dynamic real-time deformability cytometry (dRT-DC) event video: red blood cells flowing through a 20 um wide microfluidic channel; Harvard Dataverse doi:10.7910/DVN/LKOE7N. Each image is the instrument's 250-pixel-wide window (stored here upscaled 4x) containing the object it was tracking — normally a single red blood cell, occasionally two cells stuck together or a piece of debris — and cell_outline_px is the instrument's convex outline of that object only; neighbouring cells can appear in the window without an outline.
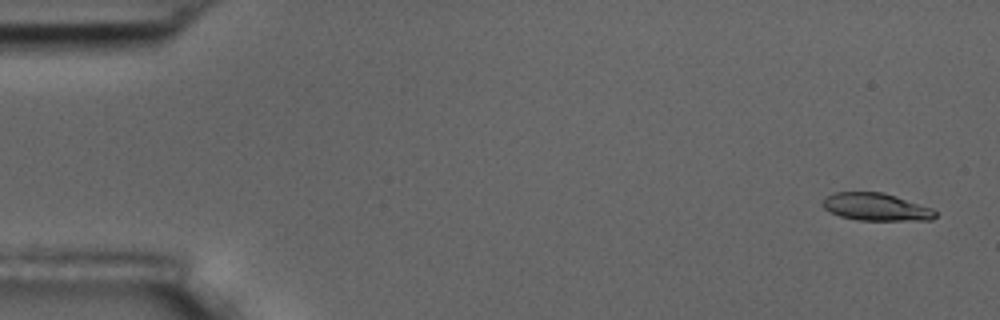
{"species": "common noctule bat (a hibernating species)", "species_latin": "Nyctalus noctula", "temperature_condition": "room temperature", "stored_images_in_passage": 5, "camera_frame_rate_fps": 3000, "um_per_image_px": 0.085, "animal": {"sex": "male", "body_mass_g": 17.5, "forearm_length_mm": 52.3}, "frame": {"image": 1, "passage_image": 1, "time_ms": 0.0, "image_size_px": [1000, 320], "cell_outline_px": [[936, 216], [932, 220], [856, 220], [840, 216], [828, 212], [820, 204], [824, 196], [836, 192], [884, 192], [932, 208], [936, 212]], "centroid_in_image_um": [74.41, 17.59], "position_along_channel_um": 10.6, "area_um2": 18.26}}
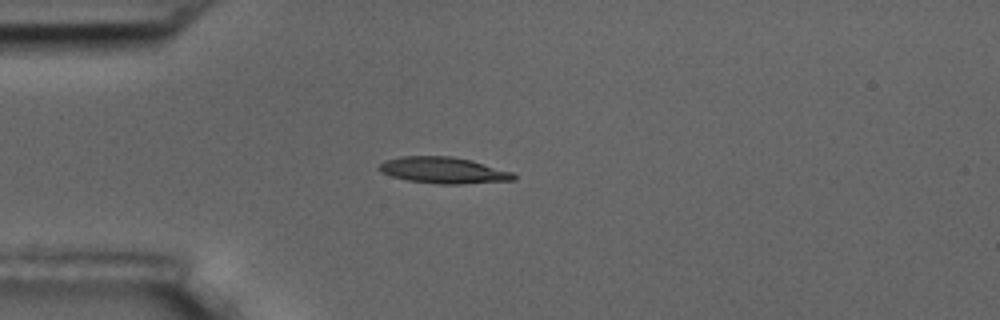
{"frame": {"image": 2, "passage_image": 5, "time_ms": 4.333, "image_size_px": [1000, 320], "cell_outline_px": [[516, 180], [460, 184], [440, 184], [408, 180], [392, 176], [380, 172], [376, 168], [380, 164], [388, 160], [400, 156], [452, 156], [472, 160], [512, 172], [516, 176]], "centroid_in_image_um": [37.7, 14.47], "position_along_channel_um": 47.3, "area_um2": 20.58}}